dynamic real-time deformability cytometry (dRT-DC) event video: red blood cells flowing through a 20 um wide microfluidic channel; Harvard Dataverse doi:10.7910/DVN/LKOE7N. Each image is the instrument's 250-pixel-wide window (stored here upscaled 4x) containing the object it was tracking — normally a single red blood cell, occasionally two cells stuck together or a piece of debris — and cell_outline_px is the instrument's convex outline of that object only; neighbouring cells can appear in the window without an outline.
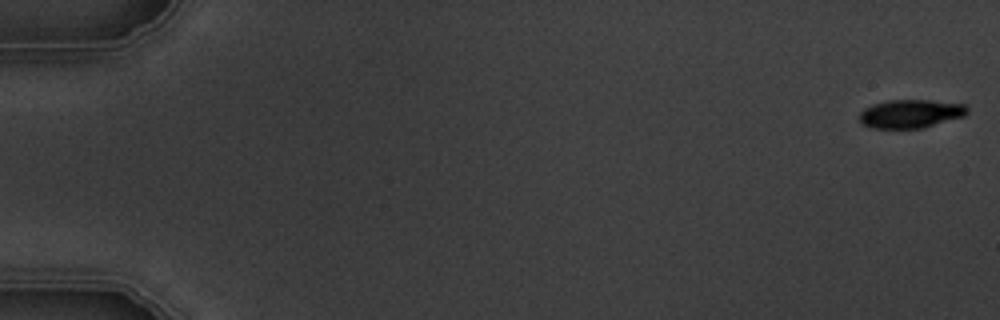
{"species": "common noctule bat (a hibernating species)", "species_latin": "Nyctalus noctula", "temperature_condition": "warm", "stored_images_in_passage": 4, "camera_frame_rate_fps": 3000, "um_per_image_px": 0.085, "animal": {"sex": "male", "body_mass_g": 19.5, "forearm_length_mm": 54.6}, "frame": {"image": 1, "passage_image": 1, "time_ms": 0.0, "image_size_px": [1000, 320], "cell_outline_px": [[968, 112], [964, 116], [920, 128], [872, 128], [864, 124], [860, 120], [860, 112], [864, 108], [872, 104], [888, 100], [928, 100], [964, 104], [968, 108]], "centroid_in_image_um": [77.39, 9.65], "position_along_channel_um": 7.6, "area_um2": 17.69}}